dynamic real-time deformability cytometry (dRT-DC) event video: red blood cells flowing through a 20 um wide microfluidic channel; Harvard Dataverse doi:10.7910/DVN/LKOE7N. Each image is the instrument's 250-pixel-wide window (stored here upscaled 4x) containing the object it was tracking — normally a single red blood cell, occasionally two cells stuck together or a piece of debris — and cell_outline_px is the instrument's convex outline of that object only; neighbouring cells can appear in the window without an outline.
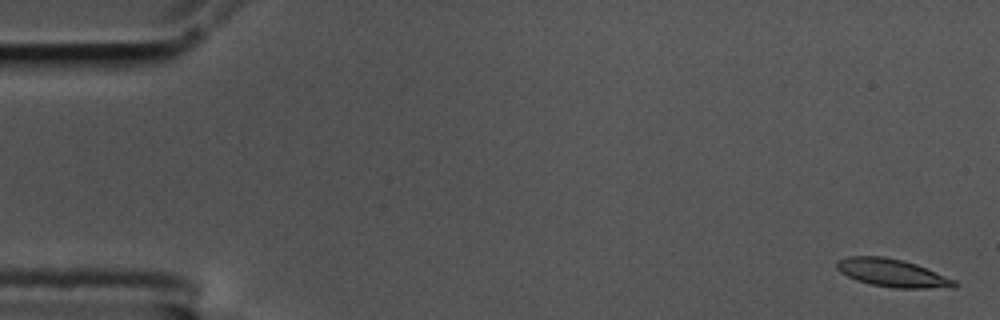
{"species": "common noctule bat (a hibernating species)", "species_latin": "Nyctalus noctula", "temperature_condition": "cold", "stored_images_in_passage": 59, "camera_frame_rate_fps": 3000, "um_per_image_px": 0.085, "animal": {"sex": "male", "body_mass_g": 17.5, "forearm_length_mm": 52.3}, "frame": {"image": 1, "passage_image": 2, "time_ms": 0.333, "image_size_px": [1000, 320], "cell_outline_px": [[960, 284], [956, 288], [896, 288], [872, 284], [856, 280], [840, 272], [836, 268], [836, 260], [848, 256], [884, 256], [904, 260], [916, 264], [956, 280]], "centroid_in_image_um": [75.87, 23.2], "position_along_channel_um": 9.1, "area_um2": 19.31}}
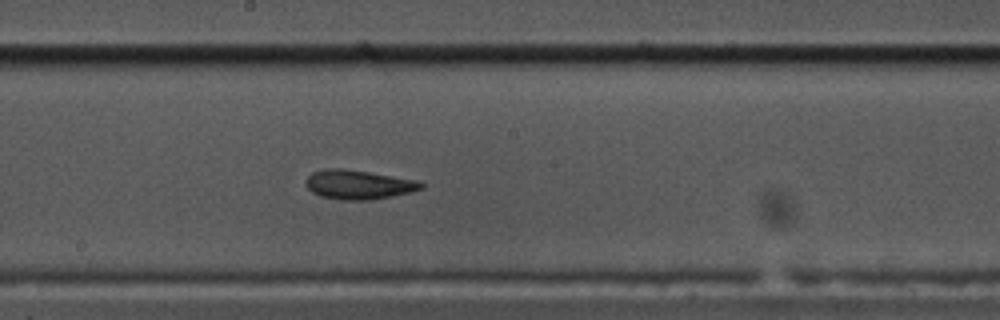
{"frame": {"image": 2, "passage_image": 32, "time_ms": 10.333, "image_size_px": [1000, 320], "cell_outline_px": [[424, 188], [408, 192], [368, 200], [344, 200], [320, 196], [312, 192], [304, 184], [304, 180], [312, 172], [324, 168], [340, 168], [368, 172], [420, 180], [424, 184]], "centroid_in_image_um": [30.43, 15.68], "position_along_channel_um": 217.8, "area_um2": 19.59}}
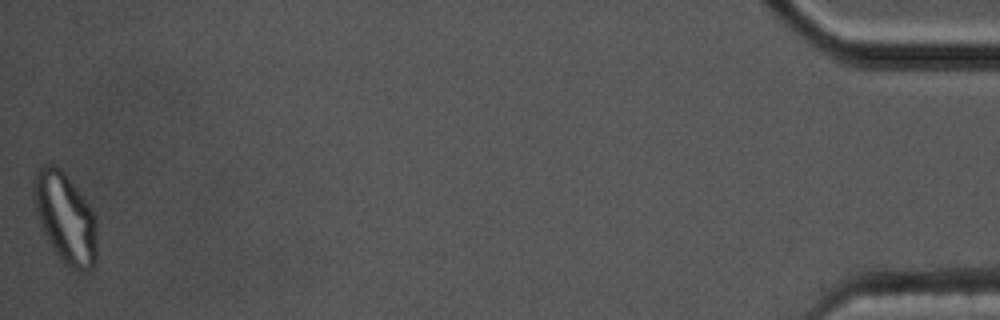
{"frame": {"image": 3, "passage_image": 59, "time_ms": 19.333, "image_size_px": [1000, 320], "cell_outline_px": [[96, 264], [92, 268], [84, 272], [80, 272], [64, 264], [60, 260], [52, 248], [40, 224], [36, 212], [32, 196], [32, 180], [36, 168], [40, 164], [56, 164], [64, 172], [80, 192], [96, 216]], "centroid_in_image_um": [5.52, 18.49], "position_along_channel_um": 429.7, "area_um2": 33.93}, "authors_computed_cell_mechanics": {"area_um2": 19.4786, "velocity_mm_per_s": 3.4242, "shape_relaxation_time_tau1_ms": null, "shape_relaxation_time_tau2_ms": 2.3716, "deformation_change_tau1": null, "deformation_change_tau2": 0.0837}}